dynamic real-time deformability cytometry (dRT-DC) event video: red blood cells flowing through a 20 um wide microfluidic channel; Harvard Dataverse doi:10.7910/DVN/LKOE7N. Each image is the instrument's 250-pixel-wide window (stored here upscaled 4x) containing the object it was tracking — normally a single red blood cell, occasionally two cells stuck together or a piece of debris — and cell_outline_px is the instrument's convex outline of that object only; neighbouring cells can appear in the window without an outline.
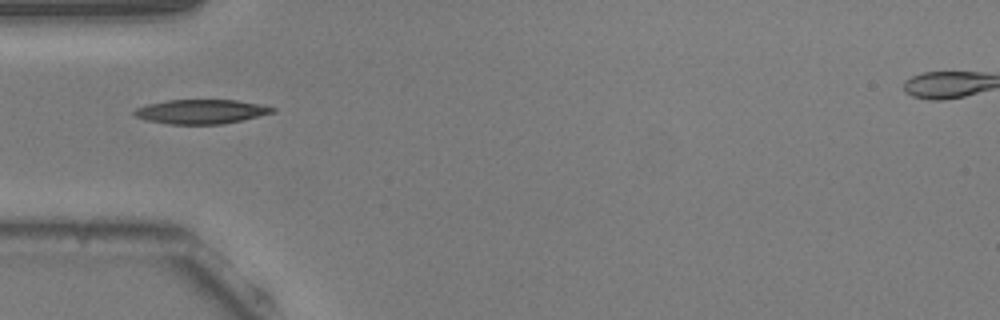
{"species": "common noctule bat (a hibernating species)", "species_latin": "Nyctalus noctula", "temperature_condition": "warm", "stored_images_in_passage": 23, "camera_frame_rate_fps": 3000, "um_per_image_px": 0.085, "animal": {"sex": "male", "body_mass_g": 20.5, "forearm_length_mm": 52.5}, "frame": {"image": 1, "passage_image": 1, "time_ms": 0.0, "image_size_px": [1000, 320], "cell_outline_px": [[276, 112], [240, 120], [220, 124], [168, 124], [148, 120], [136, 116], [132, 112], [136, 108], [148, 104], [168, 100], [236, 100], [276, 108]], "centroid_in_image_um": [17.07, 9.48], "position_along_channel_um": 67.9, "area_um2": 19.25}}
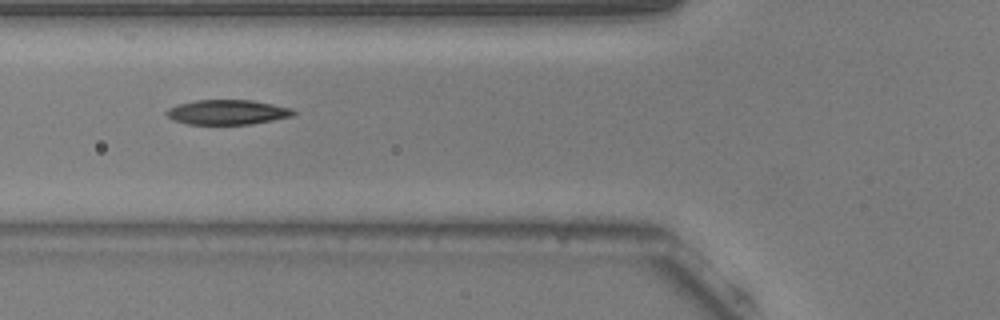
{"frame": {"image": 2, "passage_image": 4, "time_ms": 1.0, "image_size_px": [1000, 320], "cell_outline_px": [[296, 112], [292, 116], [252, 124], [188, 124], [172, 120], [164, 112], [168, 108], [176, 104], [196, 100], [252, 100], [292, 108]], "centroid_in_image_um": [19.29, 9.53], "position_along_channel_um": 106.5, "area_um2": 18.38}}
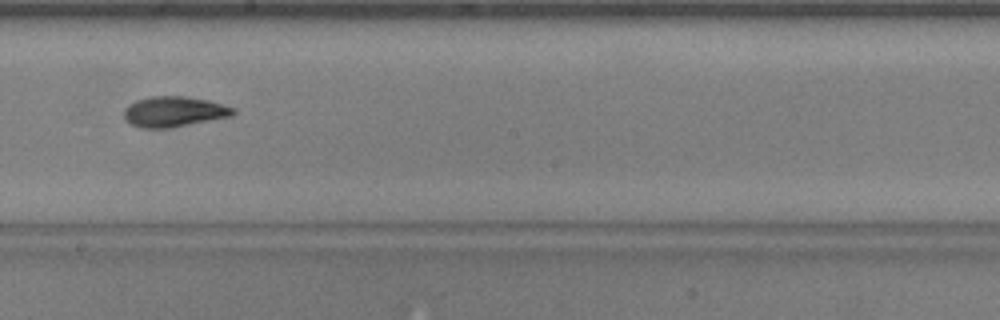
{"frame": {"image": 3, "passage_image": 14, "time_ms": 4.333, "image_size_px": [1000, 320], "cell_outline_px": [[236, 112], [232, 116], [172, 128], [140, 128], [132, 124], [124, 116], [124, 108], [128, 104], [136, 100], [148, 96], [188, 96], [208, 100], [224, 104], [236, 108]], "centroid_in_image_um": [14.82, 9.48], "position_along_channel_um": 233.4, "area_um2": 19.65}}